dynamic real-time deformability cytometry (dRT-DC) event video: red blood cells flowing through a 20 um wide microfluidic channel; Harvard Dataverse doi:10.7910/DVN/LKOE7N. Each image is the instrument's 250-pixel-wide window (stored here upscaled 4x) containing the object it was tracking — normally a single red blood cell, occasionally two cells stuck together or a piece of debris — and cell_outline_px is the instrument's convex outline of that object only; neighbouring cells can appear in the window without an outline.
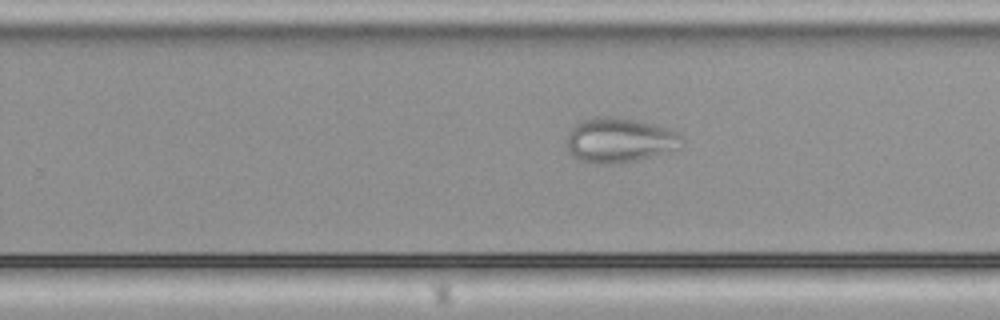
{"species": "common noctule bat (a hibernating species)", "species_latin": "Nyctalus noctula", "temperature_condition": "cold", "stored_images_in_passage": 38, "camera_frame_rate_fps": 3000, "um_per_image_px": 0.085, "animal": {"sex": "male", "body_mass_g": 21.5, "forearm_length_mm": 52.0}, "frame": {"image": 1, "passage_image": 23, "time_ms": 7.333, "image_size_px": [1000, 320], "cell_outline_px": [[684, 136], [680, 148], [672, 152], [612, 164], [596, 164], [580, 160], [572, 156], [568, 152], [568, 136], [572, 128], [576, 124], [584, 120], [596, 116], [608, 116], [636, 120], [668, 128]], "centroid_in_image_um": [52.69, 11.92], "position_along_channel_um": 277.1, "area_um2": 29.94}}
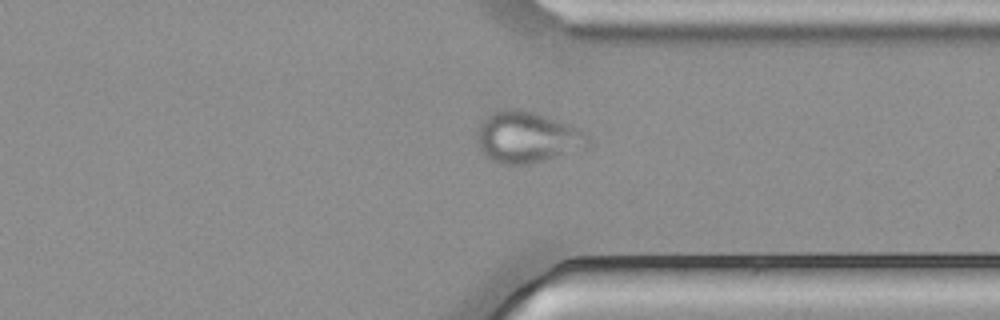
{"frame": {"image": 2, "passage_image": 30, "time_ms": 9.667, "image_size_px": [1000, 320], "cell_outline_px": [[588, 148], [544, 160], [528, 164], [504, 164], [492, 160], [480, 148], [480, 124], [492, 112], [504, 108], [516, 108], [532, 112], [580, 128], [588, 132]], "centroid_in_image_um": [44.88, 11.66], "position_along_channel_um": 366.5, "area_um2": 32.54}}
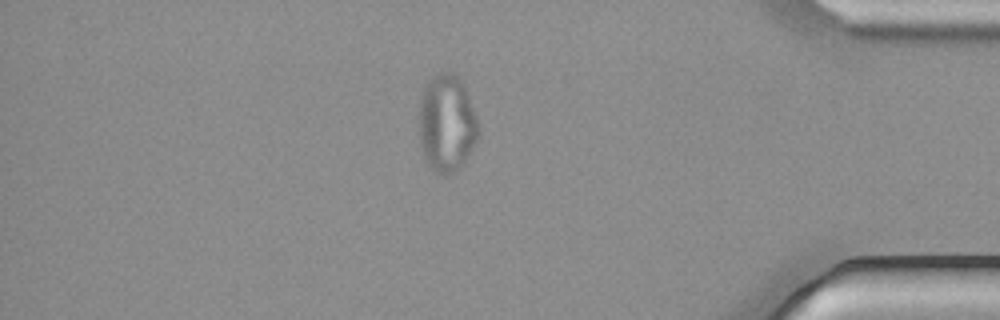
{"frame": {"image": 3, "passage_image": 35, "time_ms": 11.333, "image_size_px": [1000, 320], "cell_outline_px": [[480, 136], [460, 168], [452, 172], [436, 172], [428, 164], [420, 148], [420, 100], [424, 88], [428, 80], [436, 72], [452, 72], [460, 80], [464, 88], [476, 116], [480, 128]], "centroid_in_image_um": [37.98, 10.46], "position_along_channel_um": 397.2, "area_um2": 33.35}}